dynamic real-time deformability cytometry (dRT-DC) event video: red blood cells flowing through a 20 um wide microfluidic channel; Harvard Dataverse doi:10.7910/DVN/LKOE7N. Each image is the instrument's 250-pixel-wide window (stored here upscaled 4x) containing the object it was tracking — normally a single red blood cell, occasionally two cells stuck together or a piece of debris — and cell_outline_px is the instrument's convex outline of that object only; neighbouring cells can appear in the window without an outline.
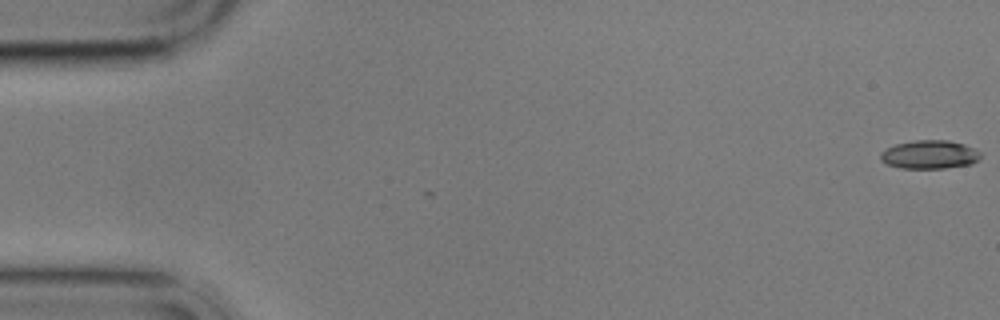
{"species": "common noctule bat (a hibernating species)", "species_latin": "Nyctalus noctula", "temperature_condition": "cold", "stored_images_in_passage": 8, "camera_frame_rate_fps": 3000, "um_per_image_px": 0.085, "animal": {"sex": "male", "body_mass_g": 17.9}, "frame": {"image": 1, "passage_image": 1, "time_ms": 0.0, "image_size_px": [1000, 320], "cell_outline_px": [[980, 156], [972, 164], [944, 168], [900, 168], [888, 164], [880, 160], [880, 152], [896, 144], [916, 140], [948, 140], [964, 144], [980, 152]], "centroid_in_image_um": [78.99, 13.14], "position_along_channel_um": 6.0, "area_um2": 16.47}}
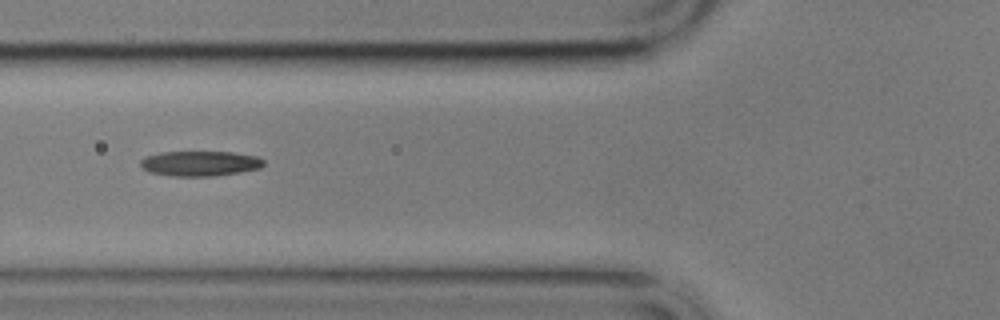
{"frame": {"image": 2, "passage_image": 7, "time_ms": 7.0, "image_size_px": [1000, 320], "cell_outline_px": [[264, 164], [260, 168], [240, 172], [212, 176], [172, 176], [148, 172], [140, 168], [140, 160], [144, 156], [160, 152], [232, 152], [256, 156], [264, 160]], "centroid_in_image_um": [16.94, 13.89], "position_along_channel_um": 108.9, "area_um2": 18.15}}
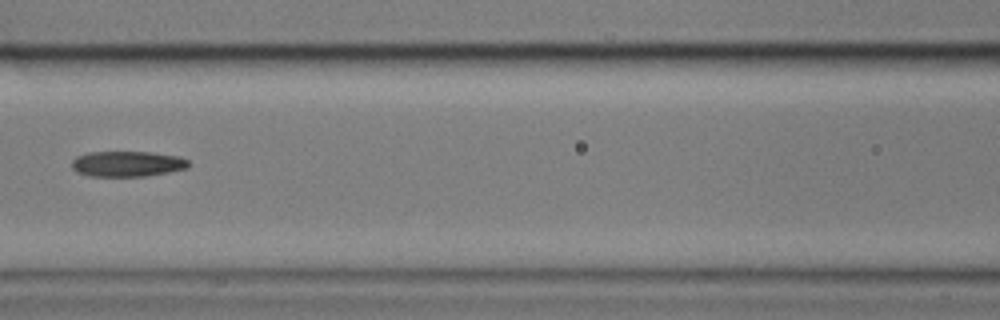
{"frame": {"image": 3, "passage_image": 8, "time_ms": 8.333, "image_size_px": [1000, 320], "cell_outline_px": [[188, 168], [168, 172], [144, 176], [88, 176], [76, 172], [72, 168], [72, 160], [76, 156], [88, 152], [152, 152], [180, 156], [188, 160]], "centroid_in_image_um": [10.8, 13.92], "position_along_channel_um": 155.8, "area_um2": 17.46}}